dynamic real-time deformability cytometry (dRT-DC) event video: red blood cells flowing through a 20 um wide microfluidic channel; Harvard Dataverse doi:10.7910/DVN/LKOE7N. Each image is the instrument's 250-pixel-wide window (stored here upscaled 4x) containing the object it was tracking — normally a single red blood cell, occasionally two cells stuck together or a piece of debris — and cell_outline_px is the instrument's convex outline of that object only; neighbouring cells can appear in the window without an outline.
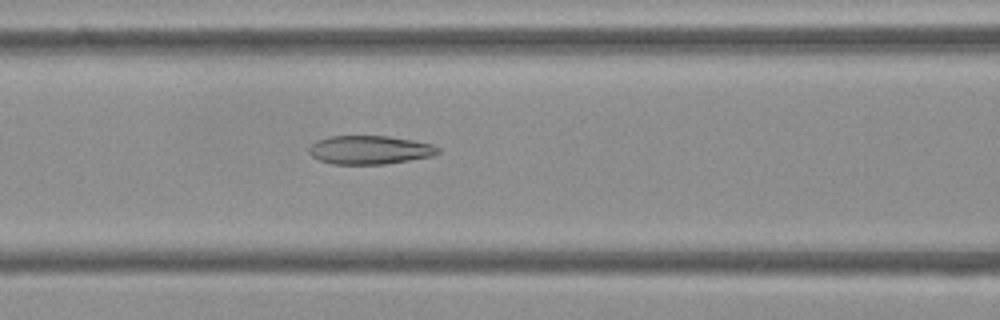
{"species": "Egyptian fruit bat (a non-hibernating species)", "species_latin": "Rousettus aegyptiacus", "temperature_condition": "cold", "stored_images_in_passage": 47, "camera_frame_rate_fps": 3000, "um_per_image_px": 0.085, "frame": {"image": 1, "passage_image": 16, "time_ms": 5.0, "image_size_px": [1000, 320], "cell_outline_px": [[440, 152], [432, 156], [384, 164], [332, 164], [320, 160], [312, 156], [308, 152], [308, 148], [316, 140], [328, 136], [388, 136], [412, 140], [432, 144], [440, 148]], "centroid_in_image_um": [31.4, 12.74], "position_along_channel_um": 135.2, "area_um2": 21.5}}
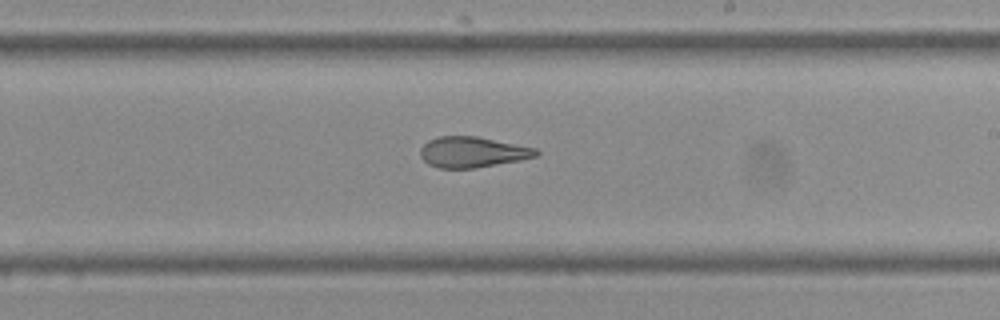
{"frame": {"image": 2, "passage_image": 25, "time_ms": 8.0, "image_size_px": [1000, 320], "cell_outline_px": [[540, 152], [536, 156], [520, 160], [472, 168], [440, 168], [428, 164], [420, 156], [420, 148], [428, 140], [440, 136], [476, 136], [536, 148]], "centroid_in_image_um": [40.13, 12.92], "position_along_channel_um": 248.9, "area_um2": 20.52}}
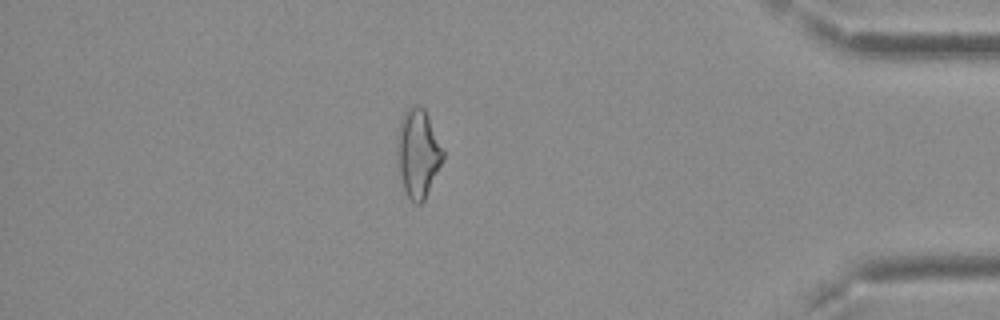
{"frame": {"image": 3, "passage_image": 40, "time_ms": 13.0, "image_size_px": [1000, 320], "cell_outline_px": [[444, 160], [424, 200], [420, 204], [416, 204], [404, 192], [396, 164], [396, 144], [400, 120], [404, 112], [412, 104], [416, 104], [424, 108], [428, 116], [444, 152]], "centroid_in_image_um": [35.5, 13.03], "position_along_channel_um": 399.7, "area_um2": 23.93}, "authors_computed_cell_mechanics": {"area_um2": 22.542, "velocity_mm_per_s": 3.7916, "shape_relaxation_time_tau1_ms": null, "shape_relaxation_time_tau2_ms": 2.4366, "deformation_change_tau1": null, "deformation_change_tau2": 0.1082}}